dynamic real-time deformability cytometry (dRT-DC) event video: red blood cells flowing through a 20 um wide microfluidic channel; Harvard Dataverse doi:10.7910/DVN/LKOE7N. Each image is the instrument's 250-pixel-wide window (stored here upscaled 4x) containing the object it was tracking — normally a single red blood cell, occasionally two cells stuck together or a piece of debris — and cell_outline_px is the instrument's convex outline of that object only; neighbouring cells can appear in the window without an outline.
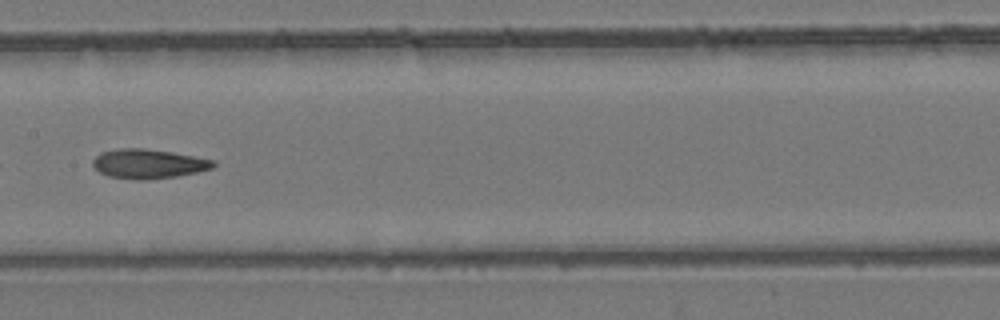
{"species": "common noctule bat (a hibernating species)", "species_latin": "Nyctalus noctula", "temperature_condition": "room temperature", "stored_images_in_passage": 8, "camera_frame_rate_fps": 3000, "um_per_image_px": 0.085, "animal": {"sex": "female", "body_mass_g": 24.6, "forearm_length_mm": 56.2}, "frame": {"image": 1, "passage_image": 7, "time_ms": 7.667, "image_size_px": [1000, 320], "cell_outline_px": [[216, 164], [212, 168], [196, 172], [176, 176], [148, 180], [136, 180], [108, 176], [100, 172], [92, 164], [92, 160], [100, 152], [120, 148], [144, 148], [172, 152], [212, 160]], "centroid_in_image_um": [12.57, 13.92], "position_along_channel_um": 194.8, "area_um2": 20.52}}
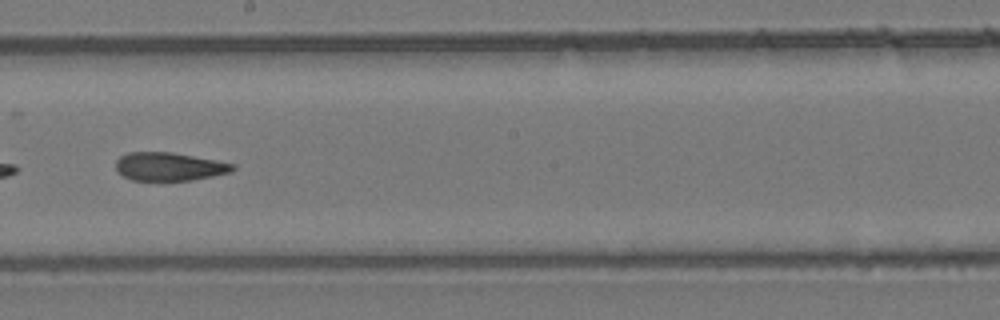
{"frame": {"image": 2, "passage_image": 8, "time_ms": 8.667, "image_size_px": [1000, 320], "cell_outline_px": [[236, 168], [232, 172], [192, 180], [132, 180], [124, 176], [116, 168], [116, 160], [120, 156], [128, 152], [172, 152], [216, 160], [236, 164]], "centroid_in_image_um": [14.42, 14.15], "position_along_channel_um": 233.8, "area_um2": 19.25}}